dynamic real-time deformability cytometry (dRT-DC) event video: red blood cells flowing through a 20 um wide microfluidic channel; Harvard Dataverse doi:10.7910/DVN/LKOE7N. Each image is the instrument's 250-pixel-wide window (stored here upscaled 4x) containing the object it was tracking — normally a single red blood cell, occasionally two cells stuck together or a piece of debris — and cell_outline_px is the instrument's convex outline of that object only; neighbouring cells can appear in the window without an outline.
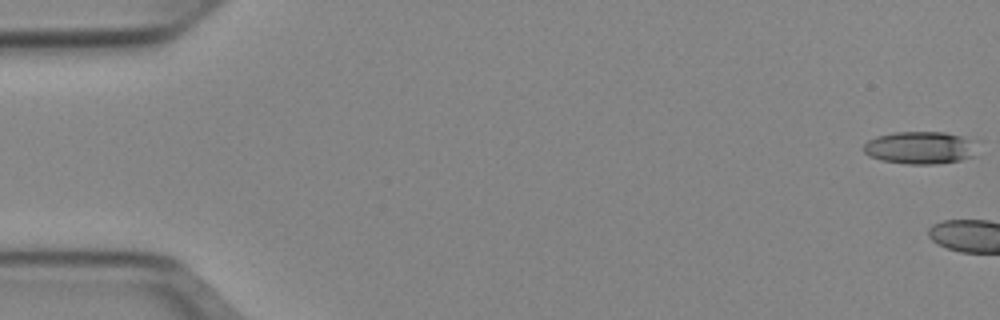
{"species": "Egyptian fruit bat (a non-hibernating species)", "species_latin": "Rousettus aegyptiacus", "temperature_condition": "cold", "stored_images_in_passage": 4, "camera_frame_rate_fps": 3000, "um_per_image_px": 0.085, "animal": {"sex": "female"}, "frame": {"image": 1, "passage_image": 1, "time_ms": 0.0, "image_size_px": [1000, 320], "cell_outline_px": [[976, 156], [960, 160], [936, 164], [908, 164], [880, 160], [868, 156], [864, 152], [864, 144], [868, 140], [876, 136], [892, 132], [944, 132], [960, 136], [968, 140]], "centroid_in_image_um": [78.11, 12.56], "position_along_channel_um": 6.9, "area_um2": 21.27}}